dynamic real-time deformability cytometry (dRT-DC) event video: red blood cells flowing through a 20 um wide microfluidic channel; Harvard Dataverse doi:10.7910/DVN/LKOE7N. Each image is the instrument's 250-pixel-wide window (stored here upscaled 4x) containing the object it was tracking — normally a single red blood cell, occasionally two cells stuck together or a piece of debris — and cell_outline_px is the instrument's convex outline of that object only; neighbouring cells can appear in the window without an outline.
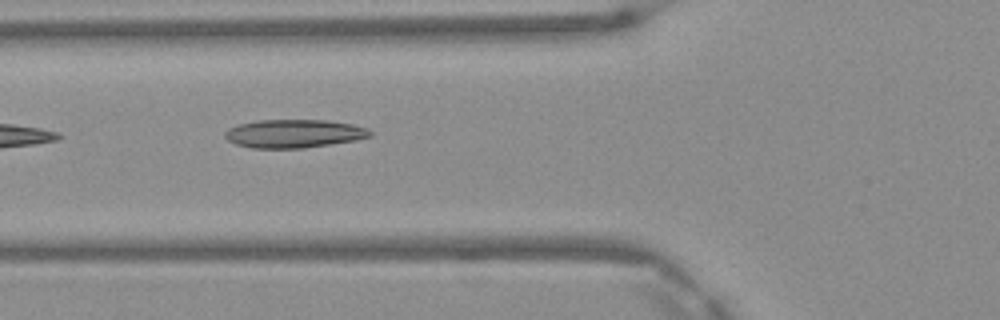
{"species": "Egyptian fruit bat (a non-hibernating species)", "species_latin": "Rousettus aegyptiacus", "temperature_condition": "warm", "stored_images_in_passage": 8, "camera_frame_rate_fps": 3000, "um_per_image_px": 0.085, "frame": {"image": 1, "passage_image": 6, "time_ms": 1.667, "image_size_px": [1000, 320], "cell_outline_px": [[372, 136], [356, 140], [304, 148], [252, 148], [236, 144], [228, 140], [224, 136], [224, 132], [228, 128], [240, 124], [260, 120], [328, 120], [352, 124], [368, 128], [372, 132]], "centroid_in_image_um": [25.0, 11.35], "position_along_channel_um": 100.8, "area_um2": 23.99}}
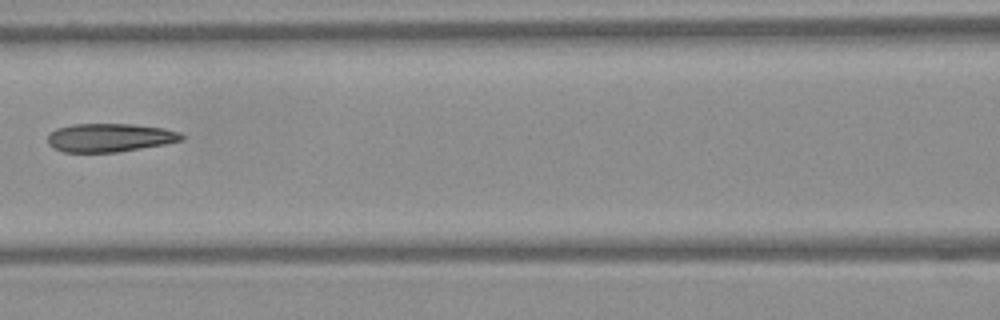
{"frame": {"image": 2, "passage_image": 7, "time_ms": 2.0, "image_size_px": [1000, 320], "cell_outline_px": [[184, 140], [164, 144], [120, 152], [64, 152], [48, 144], [48, 136], [56, 128], [72, 124], [132, 124], [164, 128], [180, 132], [184, 136]], "centroid_in_image_um": [9.36, 11.69], "position_along_channel_um": 157.2, "area_um2": 22.2}}
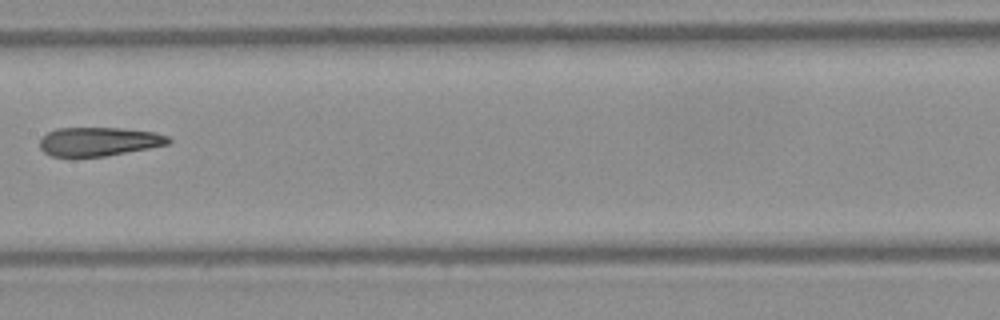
{"frame": {"image": 3, "passage_image": 8, "time_ms": 2.333, "image_size_px": [1000, 320], "cell_outline_px": [[172, 140], [168, 144], [148, 148], [104, 156], [48, 156], [40, 148], [40, 140], [48, 132], [56, 128], [120, 128], [156, 132], [168, 136]], "centroid_in_image_um": [8.4, 12.02], "position_along_channel_um": 199.0, "area_um2": 21.44}}